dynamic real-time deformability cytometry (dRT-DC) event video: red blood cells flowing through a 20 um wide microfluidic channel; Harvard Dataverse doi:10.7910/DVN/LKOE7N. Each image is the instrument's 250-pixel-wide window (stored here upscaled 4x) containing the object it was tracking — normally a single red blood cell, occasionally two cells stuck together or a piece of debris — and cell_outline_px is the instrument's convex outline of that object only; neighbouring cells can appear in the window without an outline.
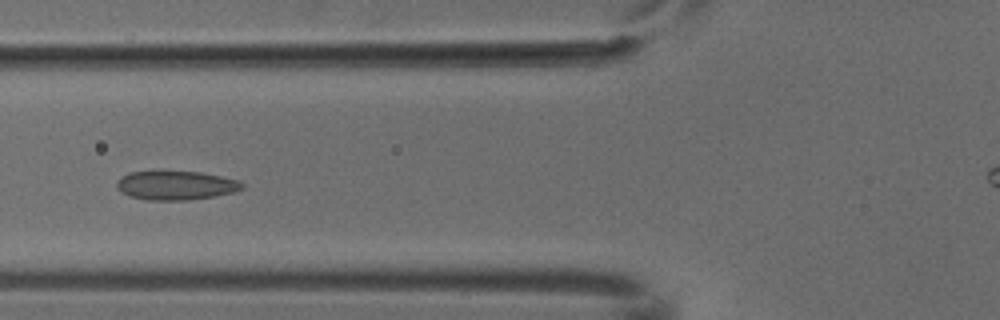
{"species": "common noctule bat (a hibernating species)", "species_latin": "Nyctalus noctula", "temperature_condition": "cold", "stored_images_in_passage": 7, "camera_frame_rate_fps": 3000, "um_per_image_px": 0.085, "animal": {"sex": "male", "body_mass_g": 18.8}, "frame": {"image": 1, "passage_image": 6, "time_ms": 1.667, "image_size_px": [1000, 320], "cell_outline_px": [[244, 188], [232, 192], [216, 196], [188, 200], [148, 200], [132, 196], [116, 188], [116, 180], [120, 176], [128, 172], [152, 168], [160, 168], [200, 172], [240, 180], [244, 184]], "centroid_in_image_um": [14.89, 15.69], "position_along_channel_um": 110.9, "area_um2": 22.2}}
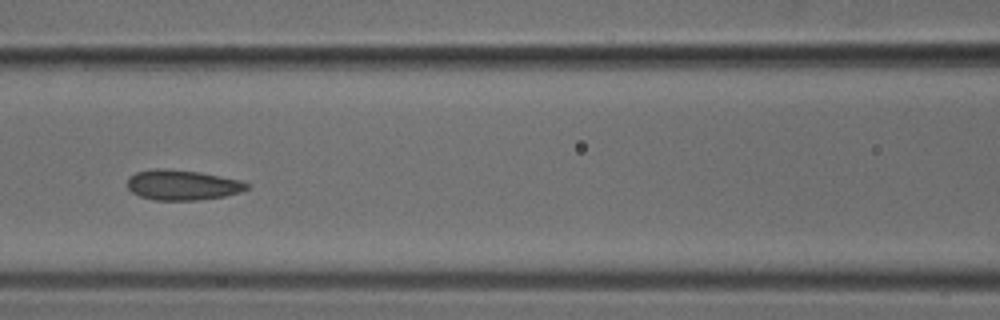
{"frame": {"image": 2, "passage_image": 7, "time_ms": 2.0, "image_size_px": [1000, 320], "cell_outline_px": [[248, 188], [240, 192], [224, 196], [200, 200], [156, 200], [140, 196], [132, 192], [128, 188], [128, 176], [136, 172], [156, 168], [168, 168], [200, 172], [240, 180], [248, 184]], "centroid_in_image_um": [15.48, 15.71], "position_along_channel_um": 151.1, "area_um2": 21.04}}